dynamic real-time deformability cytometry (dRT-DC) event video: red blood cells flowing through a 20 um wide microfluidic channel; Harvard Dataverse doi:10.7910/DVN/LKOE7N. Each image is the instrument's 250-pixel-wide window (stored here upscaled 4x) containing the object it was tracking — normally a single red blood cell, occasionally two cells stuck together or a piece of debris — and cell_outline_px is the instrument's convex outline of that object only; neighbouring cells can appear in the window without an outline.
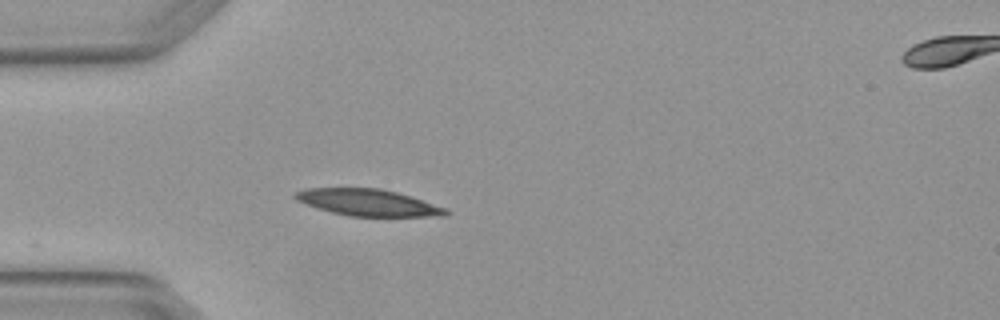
{"species": "Egyptian fruit bat (a non-hibernating species)", "species_latin": "Rousettus aegyptiacus", "temperature_condition": "warm", "stored_images_in_passage": 4, "segment_of_instrument_passage": [1, 2], "camera_frame_rate_fps": 3000, "um_per_image_px": 0.085, "animal": {"sex": "female"}, "frame": {"image": 1, "passage_image": 3, "time_ms": 0.667, "image_size_px": [1000, 320], "cell_outline_px": [[452, 212], [448, 216], [352, 216], [332, 212], [316, 208], [296, 200], [292, 196], [296, 192], [304, 188], [380, 188], [396, 192], [448, 208]], "centroid_in_image_um": [31.3, 17.21], "position_along_channel_um": 53.7, "area_um2": 23.41}}